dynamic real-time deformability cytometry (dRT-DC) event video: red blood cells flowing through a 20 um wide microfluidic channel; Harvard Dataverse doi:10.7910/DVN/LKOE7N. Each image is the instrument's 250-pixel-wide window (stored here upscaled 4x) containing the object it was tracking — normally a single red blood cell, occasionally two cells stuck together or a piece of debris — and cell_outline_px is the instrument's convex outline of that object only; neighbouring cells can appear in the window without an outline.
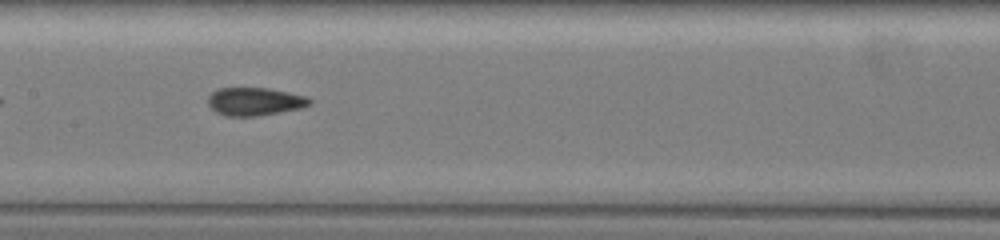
{"species": "common noctule bat (a hibernating species)", "species_latin": "Nyctalus noctula", "temperature_condition": "warm", "stored_images_in_passage": 38, "camera_frame_rate_fps": 3000, "um_per_image_px": 0.085, "animal": {"sex": "female", "body_mass_g": 19.5, "forearm_length_mm": 54.1}, "frame": {"image": 1, "passage_image": 12, "time_ms": 3.667, "image_size_px": [1000, 240], "cell_outline_px": [[312, 104], [300, 108], [280, 112], [256, 116], [228, 116], [216, 112], [208, 104], [208, 96], [212, 92], [220, 88], [268, 88], [288, 92], [304, 96], [312, 100]], "centroid_in_image_um": [21.65, 8.63], "position_along_channel_um": 185.8, "area_um2": 16.47}}
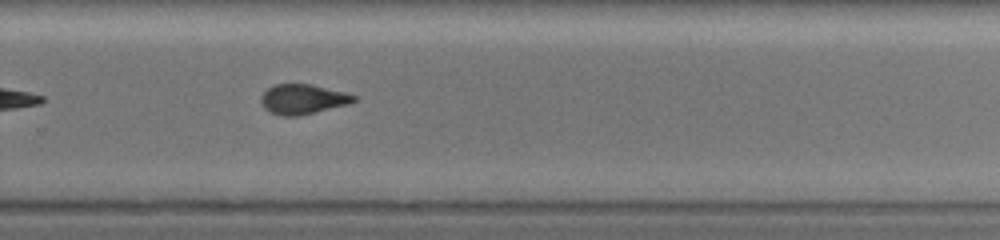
{"frame": {"image": 2, "passage_image": 22, "time_ms": 7.0, "image_size_px": [1000, 240], "cell_outline_px": [[356, 100], [348, 104], [296, 116], [280, 116], [264, 108], [260, 100], [260, 96], [268, 88], [276, 84], [312, 84], [344, 92], [356, 96]], "centroid_in_image_um": [25.71, 8.42], "position_along_channel_um": 304.1, "area_um2": 15.95}}